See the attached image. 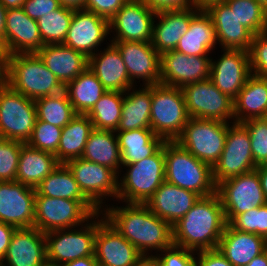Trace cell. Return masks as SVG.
<instances>
[{
    "label": "cell",
    "mask_w": 267,
    "mask_h": 266,
    "mask_svg": "<svg viewBox=\"0 0 267 266\" xmlns=\"http://www.w3.org/2000/svg\"><path fill=\"white\" fill-rule=\"evenodd\" d=\"M116 202L101 212L143 256L155 257L173 244L172 226L152 213L145 203Z\"/></svg>",
    "instance_id": "1"
},
{
    "label": "cell",
    "mask_w": 267,
    "mask_h": 266,
    "mask_svg": "<svg viewBox=\"0 0 267 266\" xmlns=\"http://www.w3.org/2000/svg\"><path fill=\"white\" fill-rule=\"evenodd\" d=\"M226 225L218 194L200 197L172 226L173 244L195 252L217 249Z\"/></svg>",
    "instance_id": "2"
},
{
    "label": "cell",
    "mask_w": 267,
    "mask_h": 266,
    "mask_svg": "<svg viewBox=\"0 0 267 266\" xmlns=\"http://www.w3.org/2000/svg\"><path fill=\"white\" fill-rule=\"evenodd\" d=\"M6 84L33 100L64 91V85L45 66L37 53L8 55Z\"/></svg>",
    "instance_id": "3"
},
{
    "label": "cell",
    "mask_w": 267,
    "mask_h": 266,
    "mask_svg": "<svg viewBox=\"0 0 267 266\" xmlns=\"http://www.w3.org/2000/svg\"><path fill=\"white\" fill-rule=\"evenodd\" d=\"M165 181L190 190L200 197L216 193L213 169L197 159L176 141L164 142Z\"/></svg>",
    "instance_id": "4"
},
{
    "label": "cell",
    "mask_w": 267,
    "mask_h": 266,
    "mask_svg": "<svg viewBox=\"0 0 267 266\" xmlns=\"http://www.w3.org/2000/svg\"><path fill=\"white\" fill-rule=\"evenodd\" d=\"M118 176L117 201L146 203L165 181L164 143L153 155L124 165Z\"/></svg>",
    "instance_id": "5"
},
{
    "label": "cell",
    "mask_w": 267,
    "mask_h": 266,
    "mask_svg": "<svg viewBox=\"0 0 267 266\" xmlns=\"http://www.w3.org/2000/svg\"><path fill=\"white\" fill-rule=\"evenodd\" d=\"M150 128L164 141H175L189 120L181 88L151 85Z\"/></svg>",
    "instance_id": "6"
},
{
    "label": "cell",
    "mask_w": 267,
    "mask_h": 266,
    "mask_svg": "<svg viewBox=\"0 0 267 266\" xmlns=\"http://www.w3.org/2000/svg\"><path fill=\"white\" fill-rule=\"evenodd\" d=\"M100 212L89 200L35 197L34 227L42 233L83 225Z\"/></svg>",
    "instance_id": "7"
},
{
    "label": "cell",
    "mask_w": 267,
    "mask_h": 266,
    "mask_svg": "<svg viewBox=\"0 0 267 266\" xmlns=\"http://www.w3.org/2000/svg\"><path fill=\"white\" fill-rule=\"evenodd\" d=\"M98 213L83 225L45 233L47 262L62 265L66 262L95 255Z\"/></svg>",
    "instance_id": "8"
},
{
    "label": "cell",
    "mask_w": 267,
    "mask_h": 266,
    "mask_svg": "<svg viewBox=\"0 0 267 266\" xmlns=\"http://www.w3.org/2000/svg\"><path fill=\"white\" fill-rule=\"evenodd\" d=\"M228 128V122L189 118L181 135L175 141L213 168L224 149Z\"/></svg>",
    "instance_id": "9"
},
{
    "label": "cell",
    "mask_w": 267,
    "mask_h": 266,
    "mask_svg": "<svg viewBox=\"0 0 267 266\" xmlns=\"http://www.w3.org/2000/svg\"><path fill=\"white\" fill-rule=\"evenodd\" d=\"M65 165L72 172L83 195L99 211L111 201H117L119 176L114 170L82 158L69 160Z\"/></svg>",
    "instance_id": "10"
},
{
    "label": "cell",
    "mask_w": 267,
    "mask_h": 266,
    "mask_svg": "<svg viewBox=\"0 0 267 266\" xmlns=\"http://www.w3.org/2000/svg\"><path fill=\"white\" fill-rule=\"evenodd\" d=\"M37 120L35 101L12 90H0V137L27 143Z\"/></svg>",
    "instance_id": "11"
},
{
    "label": "cell",
    "mask_w": 267,
    "mask_h": 266,
    "mask_svg": "<svg viewBox=\"0 0 267 266\" xmlns=\"http://www.w3.org/2000/svg\"><path fill=\"white\" fill-rule=\"evenodd\" d=\"M181 89L190 118L234 122V100L222 93L210 78Z\"/></svg>",
    "instance_id": "12"
},
{
    "label": "cell",
    "mask_w": 267,
    "mask_h": 266,
    "mask_svg": "<svg viewBox=\"0 0 267 266\" xmlns=\"http://www.w3.org/2000/svg\"><path fill=\"white\" fill-rule=\"evenodd\" d=\"M227 223L237 215L267 204L256 170L229 178L216 186Z\"/></svg>",
    "instance_id": "13"
},
{
    "label": "cell",
    "mask_w": 267,
    "mask_h": 266,
    "mask_svg": "<svg viewBox=\"0 0 267 266\" xmlns=\"http://www.w3.org/2000/svg\"><path fill=\"white\" fill-rule=\"evenodd\" d=\"M256 167L247 128L242 123L229 122L224 149L218 162L212 168L215 185L255 170Z\"/></svg>",
    "instance_id": "14"
},
{
    "label": "cell",
    "mask_w": 267,
    "mask_h": 266,
    "mask_svg": "<svg viewBox=\"0 0 267 266\" xmlns=\"http://www.w3.org/2000/svg\"><path fill=\"white\" fill-rule=\"evenodd\" d=\"M109 43V20L84 8L73 11L63 45L73 48L89 58L100 50L104 46L103 44L108 45Z\"/></svg>",
    "instance_id": "15"
},
{
    "label": "cell",
    "mask_w": 267,
    "mask_h": 266,
    "mask_svg": "<svg viewBox=\"0 0 267 266\" xmlns=\"http://www.w3.org/2000/svg\"><path fill=\"white\" fill-rule=\"evenodd\" d=\"M156 13L142 0H128L109 20L110 41L151 42Z\"/></svg>",
    "instance_id": "16"
},
{
    "label": "cell",
    "mask_w": 267,
    "mask_h": 266,
    "mask_svg": "<svg viewBox=\"0 0 267 266\" xmlns=\"http://www.w3.org/2000/svg\"><path fill=\"white\" fill-rule=\"evenodd\" d=\"M110 42L118 48L134 86H139L137 83L140 86L160 84V54L151 42Z\"/></svg>",
    "instance_id": "17"
},
{
    "label": "cell",
    "mask_w": 267,
    "mask_h": 266,
    "mask_svg": "<svg viewBox=\"0 0 267 266\" xmlns=\"http://www.w3.org/2000/svg\"><path fill=\"white\" fill-rule=\"evenodd\" d=\"M212 56H187L176 50L160 55V84L182 88L210 78Z\"/></svg>",
    "instance_id": "18"
},
{
    "label": "cell",
    "mask_w": 267,
    "mask_h": 266,
    "mask_svg": "<svg viewBox=\"0 0 267 266\" xmlns=\"http://www.w3.org/2000/svg\"><path fill=\"white\" fill-rule=\"evenodd\" d=\"M36 188L17 181L0 182V221L18 228L34 227Z\"/></svg>",
    "instance_id": "19"
},
{
    "label": "cell",
    "mask_w": 267,
    "mask_h": 266,
    "mask_svg": "<svg viewBox=\"0 0 267 266\" xmlns=\"http://www.w3.org/2000/svg\"><path fill=\"white\" fill-rule=\"evenodd\" d=\"M43 46L37 20L31 19L22 8L6 9L0 42V49L5 55L36 53Z\"/></svg>",
    "instance_id": "20"
},
{
    "label": "cell",
    "mask_w": 267,
    "mask_h": 266,
    "mask_svg": "<svg viewBox=\"0 0 267 266\" xmlns=\"http://www.w3.org/2000/svg\"><path fill=\"white\" fill-rule=\"evenodd\" d=\"M95 257L98 266H134L143 255L98 212L95 237Z\"/></svg>",
    "instance_id": "21"
},
{
    "label": "cell",
    "mask_w": 267,
    "mask_h": 266,
    "mask_svg": "<svg viewBox=\"0 0 267 266\" xmlns=\"http://www.w3.org/2000/svg\"><path fill=\"white\" fill-rule=\"evenodd\" d=\"M221 55L211 58L210 79L231 99L238 96L251 75L248 51L221 49Z\"/></svg>",
    "instance_id": "22"
},
{
    "label": "cell",
    "mask_w": 267,
    "mask_h": 266,
    "mask_svg": "<svg viewBox=\"0 0 267 266\" xmlns=\"http://www.w3.org/2000/svg\"><path fill=\"white\" fill-rule=\"evenodd\" d=\"M46 261L45 233L36 227L18 228L0 266H42Z\"/></svg>",
    "instance_id": "23"
},
{
    "label": "cell",
    "mask_w": 267,
    "mask_h": 266,
    "mask_svg": "<svg viewBox=\"0 0 267 266\" xmlns=\"http://www.w3.org/2000/svg\"><path fill=\"white\" fill-rule=\"evenodd\" d=\"M198 11L189 7L156 13L151 43L160 55L176 49L180 38L188 31L191 19Z\"/></svg>",
    "instance_id": "24"
},
{
    "label": "cell",
    "mask_w": 267,
    "mask_h": 266,
    "mask_svg": "<svg viewBox=\"0 0 267 266\" xmlns=\"http://www.w3.org/2000/svg\"><path fill=\"white\" fill-rule=\"evenodd\" d=\"M88 67L107 91L126 92L134 87L122 56L112 42L88 58Z\"/></svg>",
    "instance_id": "25"
},
{
    "label": "cell",
    "mask_w": 267,
    "mask_h": 266,
    "mask_svg": "<svg viewBox=\"0 0 267 266\" xmlns=\"http://www.w3.org/2000/svg\"><path fill=\"white\" fill-rule=\"evenodd\" d=\"M199 199L195 192L164 181L145 204L152 213L173 226Z\"/></svg>",
    "instance_id": "26"
},
{
    "label": "cell",
    "mask_w": 267,
    "mask_h": 266,
    "mask_svg": "<svg viewBox=\"0 0 267 266\" xmlns=\"http://www.w3.org/2000/svg\"><path fill=\"white\" fill-rule=\"evenodd\" d=\"M206 12L210 15L215 26L218 48L249 50L253 34L239 23L225 1L209 7Z\"/></svg>",
    "instance_id": "27"
},
{
    "label": "cell",
    "mask_w": 267,
    "mask_h": 266,
    "mask_svg": "<svg viewBox=\"0 0 267 266\" xmlns=\"http://www.w3.org/2000/svg\"><path fill=\"white\" fill-rule=\"evenodd\" d=\"M217 249L233 266H246L267 249V240L255 233L238 231L227 223Z\"/></svg>",
    "instance_id": "28"
},
{
    "label": "cell",
    "mask_w": 267,
    "mask_h": 266,
    "mask_svg": "<svg viewBox=\"0 0 267 266\" xmlns=\"http://www.w3.org/2000/svg\"><path fill=\"white\" fill-rule=\"evenodd\" d=\"M36 53L64 86L88 67V57L63 44H47Z\"/></svg>",
    "instance_id": "29"
},
{
    "label": "cell",
    "mask_w": 267,
    "mask_h": 266,
    "mask_svg": "<svg viewBox=\"0 0 267 266\" xmlns=\"http://www.w3.org/2000/svg\"><path fill=\"white\" fill-rule=\"evenodd\" d=\"M217 47L218 39L212 19L206 11L199 10L175 50L187 56H211Z\"/></svg>",
    "instance_id": "30"
},
{
    "label": "cell",
    "mask_w": 267,
    "mask_h": 266,
    "mask_svg": "<svg viewBox=\"0 0 267 266\" xmlns=\"http://www.w3.org/2000/svg\"><path fill=\"white\" fill-rule=\"evenodd\" d=\"M267 118V78L251 74L234 99V122Z\"/></svg>",
    "instance_id": "31"
},
{
    "label": "cell",
    "mask_w": 267,
    "mask_h": 266,
    "mask_svg": "<svg viewBox=\"0 0 267 266\" xmlns=\"http://www.w3.org/2000/svg\"><path fill=\"white\" fill-rule=\"evenodd\" d=\"M60 163L56 156L23 143L19 155L16 181L37 188Z\"/></svg>",
    "instance_id": "32"
},
{
    "label": "cell",
    "mask_w": 267,
    "mask_h": 266,
    "mask_svg": "<svg viewBox=\"0 0 267 266\" xmlns=\"http://www.w3.org/2000/svg\"><path fill=\"white\" fill-rule=\"evenodd\" d=\"M151 104V86L129 88L124 92L122 114L116 131L150 128Z\"/></svg>",
    "instance_id": "33"
},
{
    "label": "cell",
    "mask_w": 267,
    "mask_h": 266,
    "mask_svg": "<svg viewBox=\"0 0 267 266\" xmlns=\"http://www.w3.org/2000/svg\"><path fill=\"white\" fill-rule=\"evenodd\" d=\"M119 142L122 167L153 155L165 142L151 128L115 131Z\"/></svg>",
    "instance_id": "34"
},
{
    "label": "cell",
    "mask_w": 267,
    "mask_h": 266,
    "mask_svg": "<svg viewBox=\"0 0 267 266\" xmlns=\"http://www.w3.org/2000/svg\"><path fill=\"white\" fill-rule=\"evenodd\" d=\"M81 158L106 166L119 175L122 163L116 132L93 129L89 134Z\"/></svg>",
    "instance_id": "35"
},
{
    "label": "cell",
    "mask_w": 267,
    "mask_h": 266,
    "mask_svg": "<svg viewBox=\"0 0 267 266\" xmlns=\"http://www.w3.org/2000/svg\"><path fill=\"white\" fill-rule=\"evenodd\" d=\"M76 114L86 115L107 92L96 75L87 67L78 77L64 86Z\"/></svg>",
    "instance_id": "36"
},
{
    "label": "cell",
    "mask_w": 267,
    "mask_h": 266,
    "mask_svg": "<svg viewBox=\"0 0 267 266\" xmlns=\"http://www.w3.org/2000/svg\"><path fill=\"white\" fill-rule=\"evenodd\" d=\"M92 121L87 115L77 114L62 128L56 159L60 164L81 158L90 132L93 130Z\"/></svg>",
    "instance_id": "37"
},
{
    "label": "cell",
    "mask_w": 267,
    "mask_h": 266,
    "mask_svg": "<svg viewBox=\"0 0 267 266\" xmlns=\"http://www.w3.org/2000/svg\"><path fill=\"white\" fill-rule=\"evenodd\" d=\"M36 196L88 200L65 164H60L36 188Z\"/></svg>",
    "instance_id": "38"
},
{
    "label": "cell",
    "mask_w": 267,
    "mask_h": 266,
    "mask_svg": "<svg viewBox=\"0 0 267 266\" xmlns=\"http://www.w3.org/2000/svg\"><path fill=\"white\" fill-rule=\"evenodd\" d=\"M124 92L107 91L86 114L93 128L116 131L122 114Z\"/></svg>",
    "instance_id": "39"
},
{
    "label": "cell",
    "mask_w": 267,
    "mask_h": 266,
    "mask_svg": "<svg viewBox=\"0 0 267 266\" xmlns=\"http://www.w3.org/2000/svg\"><path fill=\"white\" fill-rule=\"evenodd\" d=\"M34 101L37 120L48 122L60 128L66 126L77 115L65 91Z\"/></svg>",
    "instance_id": "40"
},
{
    "label": "cell",
    "mask_w": 267,
    "mask_h": 266,
    "mask_svg": "<svg viewBox=\"0 0 267 266\" xmlns=\"http://www.w3.org/2000/svg\"><path fill=\"white\" fill-rule=\"evenodd\" d=\"M75 9L61 6L37 19L41 39L44 45L63 44Z\"/></svg>",
    "instance_id": "41"
},
{
    "label": "cell",
    "mask_w": 267,
    "mask_h": 266,
    "mask_svg": "<svg viewBox=\"0 0 267 266\" xmlns=\"http://www.w3.org/2000/svg\"><path fill=\"white\" fill-rule=\"evenodd\" d=\"M253 35L267 32V9L257 0H224Z\"/></svg>",
    "instance_id": "42"
},
{
    "label": "cell",
    "mask_w": 267,
    "mask_h": 266,
    "mask_svg": "<svg viewBox=\"0 0 267 266\" xmlns=\"http://www.w3.org/2000/svg\"><path fill=\"white\" fill-rule=\"evenodd\" d=\"M62 128L48 122L36 120L32 135L27 144L33 148L56 155Z\"/></svg>",
    "instance_id": "43"
},
{
    "label": "cell",
    "mask_w": 267,
    "mask_h": 266,
    "mask_svg": "<svg viewBox=\"0 0 267 266\" xmlns=\"http://www.w3.org/2000/svg\"><path fill=\"white\" fill-rule=\"evenodd\" d=\"M229 224L238 231L255 233L267 240V204L237 215Z\"/></svg>",
    "instance_id": "44"
},
{
    "label": "cell",
    "mask_w": 267,
    "mask_h": 266,
    "mask_svg": "<svg viewBox=\"0 0 267 266\" xmlns=\"http://www.w3.org/2000/svg\"><path fill=\"white\" fill-rule=\"evenodd\" d=\"M242 124L247 128L255 164H267V118L248 119Z\"/></svg>",
    "instance_id": "45"
},
{
    "label": "cell",
    "mask_w": 267,
    "mask_h": 266,
    "mask_svg": "<svg viewBox=\"0 0 267 266\" xmlns=\"http://www.w3.org/2000/svg\"><path fill=\"white\" fill-rule=\"evenodd\" d=\"M23 142L0 137V182L16 181Z\"/></svg>",
    "instance_id": "46"
},
{
    "label": "cell",
    "mask_w": 267,
    "mask_h": 266,
    "mask_svg": "<svg viewBox=\"0 0 267 266\" xmlns=\"http://www.w3.org/2000/svg\"><path fill=\"white\" fill-rule=\"evenodd\" d=\"M248 54L251 74L267 78V32L253 35Z\"/></svg>",
    "instance_id": "47"
},
{
    "label": "cell",
    "mask_w": 267,
    "mask_h": 266,
    "mask_svg": "<svg viewBox=\"0 0 267 266\" xmlns=\"http://www.w3.org/2000/svg\"><path fill=\"white\" fill-rule=\"evenodd\" d=\"M155 258L160 266H195L196 252L172 244L159 252Z\"/></svg>",
    "instance_id": "48"
},
{
    "label": "cell",
    "mask_w": 267,
    "mask_h": 266,
    "mask_svg": "<svg viewBox=\"0 0 267 266\" xmlns=\"http://www.w3.org/2000/svg\"><path fill=\"white\" fill-rule=\"evenodd\" d=\"M128 0H86L84 9L110 20Z\"/></svg>",
    "instance_id": "49"
},
{
    "label": "cell",
    "mask_w": 267,
    "mask_h": 266,
    "mask_svg": "<svg viewBox=\"0 0 267 266\" xmlns=\"http://www.w3.org/2000/svg\"><path fill=\"white\" fill-rule=\"evenodd\" d=\"M60 7L59 0H26L22 9L31 19L37 20Z\"/></svg>",
    "instance_id": "50"
},
{
    "label": "cell",
    "mask_w": 267,
    "mask_h": 266,
    "mask_svg": "<svg viewBox=\"0 0 267 266\" xmlns=\"http://www.w3.org/2000/svg\"><path fill=\"white\" fill-rule=\"evenodd\" d=\"M195 266H233L218 250H202L196 252Z\"/></svg>",
    "instance_id": "51"
},
{
    "label": "cell",
    "mask_w": 267,
    "mask_h": 266,
    "mask_svg": "<svg viewBox=\"0 0 267 266\" xmlns=\"http://www.w3.org/2000/svg\"><path fill=\"white\" fill-rule=\"evenodd\" d=\"M154 11L184 9L192 7V0H142Z\"/></svg>",
    "instance_id": "52"
},
{
    "label": "cell",
    "mask_w": 267,
    "mask_h": 266,
    "mask_svg": "<svg viewBox=\"0 0 267 266\" xmlns=\"http://www.w3.org/2000/svg\"><path fill=\"white\" fill-rule=\"evenodd\" d=\"M15 229V227L0 221V262L3 260L7 252L12 234L14 233Z\"/></svg>",
    "instance_id": "53"
},
{
    "label": "cell",
    "mask_w": 267,
    "mask_h": 266,
    "mask_svg": "<svg viewBox=\"0 0 267 266\" xmlns=\"http://www.w3.org/2000/svg\"><path fill=\"white\" fill-rule=\"evenodd\" d=\"M61 266H98L95 255L66 262Z\"/></svg>",
    "instance_id": "54"
},
{
    "label": "cell",
    "mask_w": 267,
    "mask_h": 266,
    "mask_svg": "<svg viewBox=\"0 0 267 266\" xmlns=\"http://www.w3.org/2000/svg\"><path fill=\"white\" fill-rule=\"evenodd\" d=\"M260 178L261 187L267 200V164L258 165L255 169Z\"/></svg>",
    "instance_id": "55"
},
{
    "label": "cell",
    "mask_w": 267,
    "mask_h": 266,
    "mask_svg": "<svg viewBox=\"0 0 267 266\" xmlns=\"http://www.w3.org/2000/svg\"><path fill=\"white\" fill-rule=\"evenodd\" d=\"M7 79V56L0 54V90L6 85Z\"/></svg>",
    "instance_id": "56"
},
{
    "label": "cell",
    "mask_w": 267,
    "mask_h": 266,
    "mask_svg": "<svg viewBox=\"0 0 267 266\" xmlns=\"http://www.w3.org/2000/svg\"><path fill=\"white\" fill-rule=\"evenodd\" d=\"M224 0H192V8L206 11L209 7Z\"/></svg>",
    "instance_id": "57"
},
{
    "label": "cell",
    "mask_w": 267,
    "mask_h": 266,
    "mask_svg": "<svg viewBox=\"0 0 267 266\" xmlns=\"http://www.w3.org/2000/svg\"><path fill=\"white\" fill-rule=\"evenodd\" d=\"M86 0H59L61 6L69 7L72 9H82Z\"/></svg>",
    "instance_id": "58"
},
{
    "label": "cell",
    "mask_w": 267,
    "mask_h": 266,
    "mask_svg": "<svg viewBox=\"0 0 267 266\" xmlns=\"http://www.w3.org/2000/svg\"><path fill=\"white\" fill-rule=\"evenodd\" d=\"M246 266H267V249L260 255L254 257Z\"/></svg>",
    "instance_id": "59"
},
{
    "label": "cell",
    "mask_w": 267,
    "mask_h": 266,
    "mask_svg": "<svg viewBox=\"0 0 267 266\" xmlns=\"http://www.w3.org/2000/svg\"><path fill=\"white\" fill-rule=\"evenodd\" d=\"M26 0H0V4L5 8V9H10V8H22L23 4L25 3Z\"/></svg>",
    "instance_id": "60"
},
{
    "label": "cell",
    "mask_w": 267,
    "mask_h": 266,
    "mask_svg": "<svg viewBox=\"0 0 267 266\" xmlns=\"http://www.w3.org/2000/svg\"><path fill=\"white\" fill-rule=\"evenodd\" d=\"M134 266H160L155 257L143 256Z\"/></svg>",
    "instance_id": "61"
},
{
    "label": "cell",
    "mask_w": 267,
    "mask_h": 266,
    "mask_svg": "<svg viewBox=\"0 0 267 266\" xmlns=\"http://www.w3.org/2000/svg\"><path fill=\"white\" fill-rule=\"evenodd\" d=\"M6 9L0 4V42L3 39Z\"/></svg>",
    "instance_id": "62"
},
{
    "label": "cell",
    "mask_w": 267,
    "mask_h": 266,
    "mask_svg": "<svg viewBox=\"0 0 267 266\" xmlns=\"http://www.w3.org/2000/svg\"><path fill=\"white\" fill-rule=\"evenodd\" d=\"M42 266H61V265L53 264V263H50V262L46 261Z\"/></svg>",
    "instance_id": "63"
},
{
    "label": "cell",
    "mask_w": 267,
    "mask_h": 266,
    "mask_svg": "<svg viewBox=\"0 0 267 266\" xmlns=\"http://www.w3.org/2000/svg\"><path fill=\"white\" fill-rule=\"evenodd\" d=\"M267 9V0H257Z\"/></svg>",
    "instance_id": "64"
}]
</instances>
